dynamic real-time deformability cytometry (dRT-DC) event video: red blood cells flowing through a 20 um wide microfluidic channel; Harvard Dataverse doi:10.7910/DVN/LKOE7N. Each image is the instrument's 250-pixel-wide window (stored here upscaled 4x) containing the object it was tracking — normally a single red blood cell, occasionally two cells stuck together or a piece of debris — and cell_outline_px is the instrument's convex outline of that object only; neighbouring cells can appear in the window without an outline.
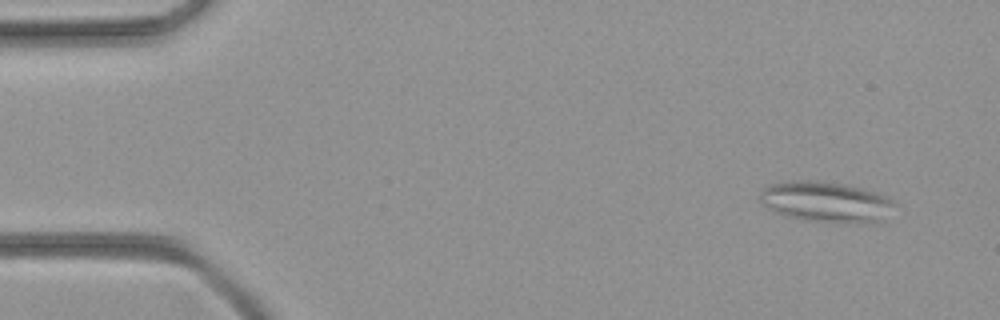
{"species": "common noctule bat (a hibernating species)", "species_latin": "Nyctalus noctula", "temperature_condition": "room temperature", "stored_images_in_passage": 48, "camera_frame_rate_fps": 3000, "um_per_image_px": 0.085, "animal": {"sex": "female", "body_mass_g": 21.9}, "frame": {"image": 1, "passage_image": 4, "time_ms": 1.0, "image_size_px": [1000, 320], "cell_outline_px": [[896, 204], [884, 220], [880, 224], [872, 224], [808, 220], [784, 216], [768, 208], [760, 200], [760, 196], [764, 188], [772, 184], [796, 180], [816, 180], [844, 184], [876, 192], [892, 200]], "centroid_in_image_um": [70.27, 17.17], "position_along_channel_um": 14.7, "area_um2": 31.85}}
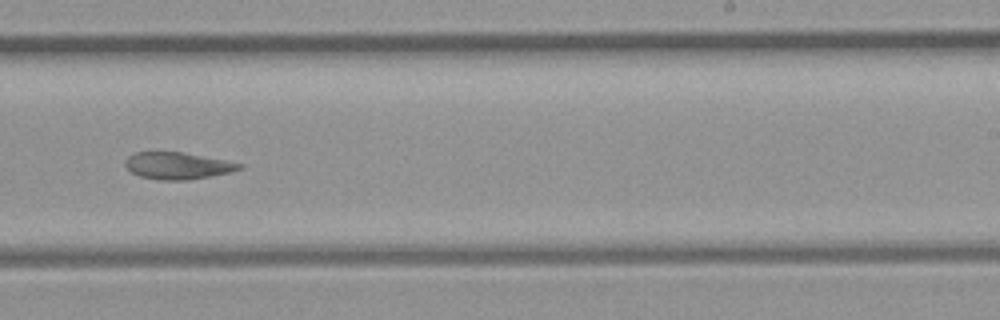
{"frame": {"image": 2, "passage_image": 30, "time_ms": 9.667, "image_size_px": [1000, 320], "cell_outline_px": [[244, 168], [232, 172], [212, 176], [188, 180], [160, 180], [140, 176], [132, 172], [124, 164], [124, 160], [128, 156], [136, 152], [180, 152], [224, 160], [244, 164]], "centroid_in_image_um": [15.11, 14.09], "position_along_channel_um": 273.9, "area_um2": 17.86}}
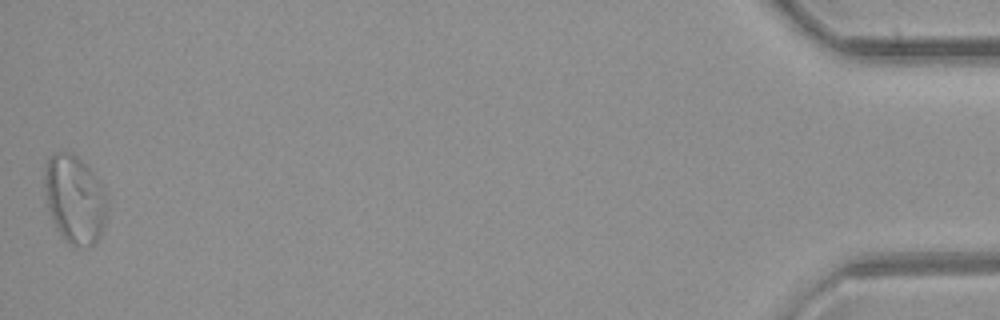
{"frame": {"image": 3, "passage_image": 48, "time_ms": 15.667, "image_size_px": [1000, 320], "cell_outline_px": [[104, 224], [100, 236], [92, 244], [72, 244], [56, 228], [52, 220], [48, 208], [44, 184], [44, 180], [48, 156], [52, 152], [72, 152], [88, 168], [104, 188]], "centroid_in_image_um": [6.3, 16.87], "position_along_channel_um": 428.9, "area_um2": 31.04}}